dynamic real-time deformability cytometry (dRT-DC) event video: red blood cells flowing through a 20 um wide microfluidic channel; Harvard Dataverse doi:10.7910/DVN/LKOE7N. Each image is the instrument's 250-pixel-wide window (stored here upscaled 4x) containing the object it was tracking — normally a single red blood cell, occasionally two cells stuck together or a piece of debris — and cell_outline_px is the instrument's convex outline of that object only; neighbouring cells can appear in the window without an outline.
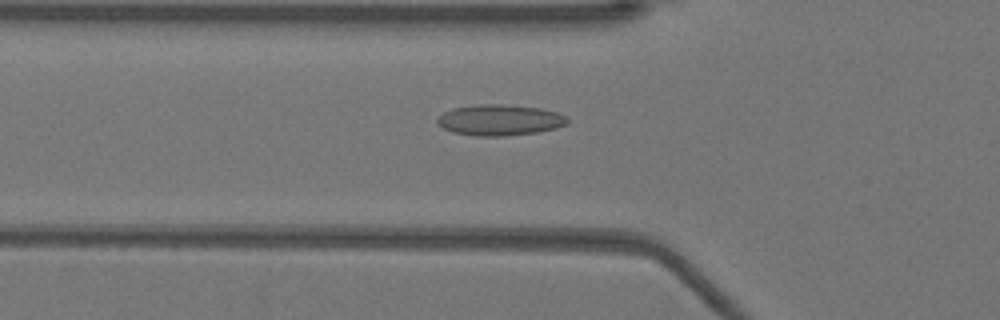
{"species": "Egyptian fruit bat (a non-hibernating species)", "species_latin": "Rousettus aegyptiacus", "temperature_condition": "warm", "stored_images_in_passage": 52, "camera_frame_rate_fps": 3000, "um_per_image_px": 0.085, "animal": {"sex": "female"}, "frame": {"image": 1, "passage_image": 18, "time_ms": 5.667, "image_size_px": [1000, 320], "cell_outline_px": [[568, 124], [556, 128], [536, 132], [504, 136], [476, 136], [452, 132], [444, 128], [436, 120], [444, 112], [452, 108], [476, 104], [500, 104], [540, 108], [556, 112], [564, 116], [568, 120]], "centroid_in_image_um": [42.47, 10.2], "position_along_channel_um": 83.3, "area_um2": 23.29}}
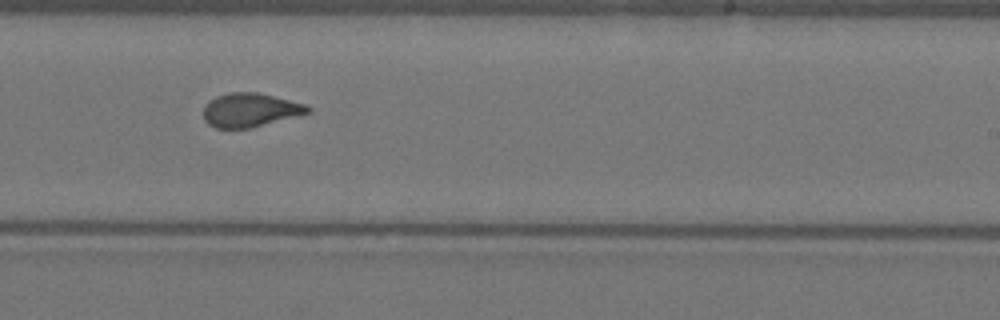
{"frame": {"image": 2, "passage_image": 32, "time_ms": 10.333, "image_size_px": [1000, 320], "cell_outline_px": [[312, 112], [248, 128], [216, 128], [208, 124], [204, 120], [204, 108], [208, 100], [216, 96], [228, 92], [256, 92], [304, 104], [312, 108]], "centroid_in_image_um": [21.23, 9.34], "position_along_channel_um": 267.8, "area_um2": 20.35}}
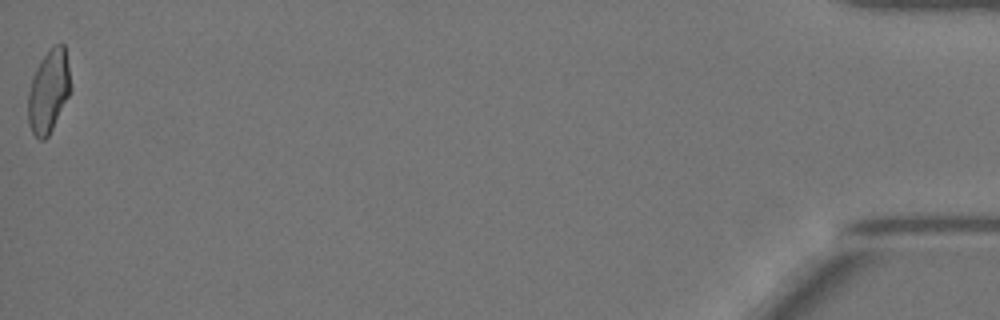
{"frame": {"image": 3, "passage_image": 52, "time_ms": 17.0, "image_size_px": [1000, 320], "cell_outline_px": [[72, 88], [48, 136], [44, 140], [40, 140], [32, 132], [28, 124], [28, 92], [36, 68], [40, 60], [56, 44], [64, 44]], "centroid_in_image_um": [4.13, 7.77], "position_along_channel_um": 431.1, "area_um2": 20.17}, "authors_computed_cell_mechanics": {"area_um2": 21.0103, "velocity_mm_per_s": 3.9373, "shape_relaxation_time_tau1_ms": null, "shape_relaxation_time_tau2_ms": 0.9813, "deformation_change_tau1": null, "deformation_change_tau2": 0.0665}}